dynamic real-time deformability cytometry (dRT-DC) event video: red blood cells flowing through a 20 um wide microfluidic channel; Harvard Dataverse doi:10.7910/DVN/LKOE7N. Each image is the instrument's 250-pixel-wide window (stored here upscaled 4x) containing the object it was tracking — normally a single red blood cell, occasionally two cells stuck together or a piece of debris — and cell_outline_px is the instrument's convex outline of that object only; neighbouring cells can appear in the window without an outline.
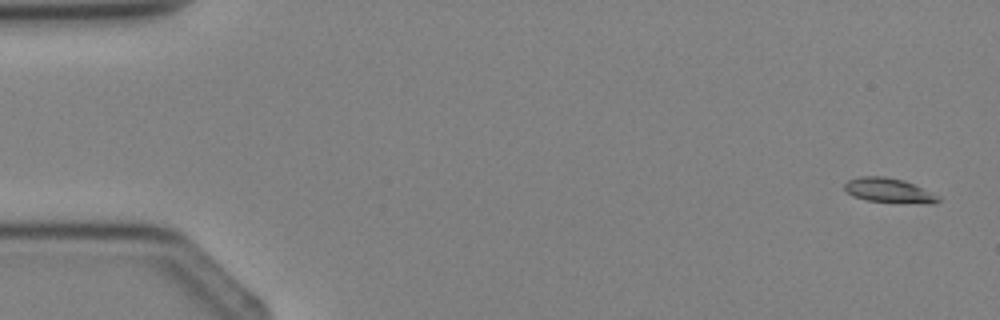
{"species": "Egyptian fruit bat (a non-hibernating species)", "species_latin": "Rousettus aegyptiacus", "temperature_condition": "cold", "stored_images_in_passage": 3, "camera_frame_rate_fps": 3000, "um_per_image_px": 0.085, "animal": {"sex": "female"}, "frame": {"image": 1, "passage_image": 1, "time_ms": 0.0, "image_size_px": [1000, 320], "cell_outline_px": [[940, 200], [936, 204], [928, 204], [868, 200], [852, 196], [844, 188], [844, 184], [848, 180], [860, 176], [884, 176], [904, 180], [940, 196]], "centroid_in_image_um": [75.58, 16.18], "position_along_channel_um": 9.4, "area_um2": 13.35}}
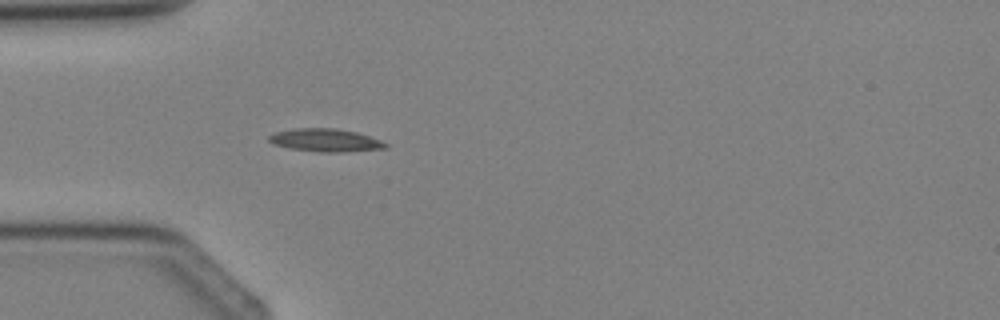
{"frame": {"image": 2, "passage_image": 3, "time_ms": 3.333, "image_size_px": [1000, 320], "cell_outline_px": [[388, 148], [344, 152], [320, 152], [288, 148], [272, 144], [268, 140], [268, 136], [276, 132], [296, 128], [336, 128], [356, 132], [380, 140], [388, 144]], "centroid_in_image_um": [27.65, 11.92], "position_along_channel_um": 57.3, "area_um2": 15.61}}